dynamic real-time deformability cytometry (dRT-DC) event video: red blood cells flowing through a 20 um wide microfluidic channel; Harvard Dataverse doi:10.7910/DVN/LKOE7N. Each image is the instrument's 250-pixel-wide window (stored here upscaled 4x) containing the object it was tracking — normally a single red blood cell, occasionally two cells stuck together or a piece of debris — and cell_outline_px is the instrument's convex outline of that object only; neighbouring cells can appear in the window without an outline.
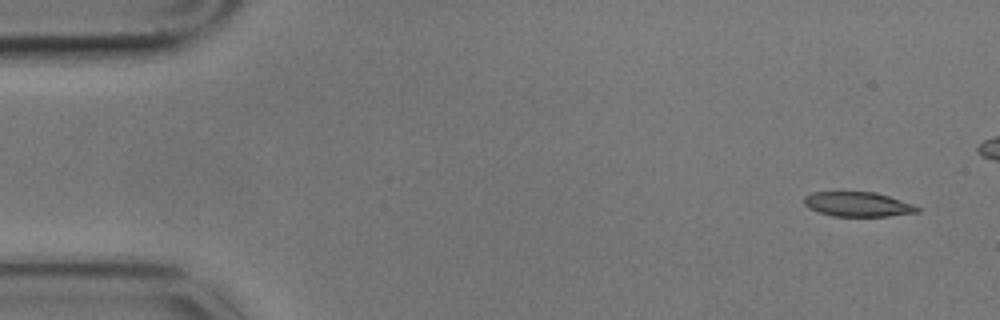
{"species": "common noctule bat (a hibernating species)", "species_latin": "Nyctalus noctula", "temperature_condition": "cold", "stored_images_in_passage": 6, "camera_frame_rate_fps": 3000, "um_per_image_px": 0.085, "animal": {"sex": "male", "body_mass_g": 17.9}, "frame": {"image": 1, "passage_image": 1, "time_ms": 0.0, "image_size_px": [1000, 320], "cell_outline_px": [[920, 212], [888, 216], [832, 216], [808, 208], [804, 204], [804, 196], [812, 192], [876, 192], [912, 204], [920, 208]], "centroid_in_image_um": [72.9, 17.36], "position_along_channel_um": 12.1, "area_um2": 16.18}}